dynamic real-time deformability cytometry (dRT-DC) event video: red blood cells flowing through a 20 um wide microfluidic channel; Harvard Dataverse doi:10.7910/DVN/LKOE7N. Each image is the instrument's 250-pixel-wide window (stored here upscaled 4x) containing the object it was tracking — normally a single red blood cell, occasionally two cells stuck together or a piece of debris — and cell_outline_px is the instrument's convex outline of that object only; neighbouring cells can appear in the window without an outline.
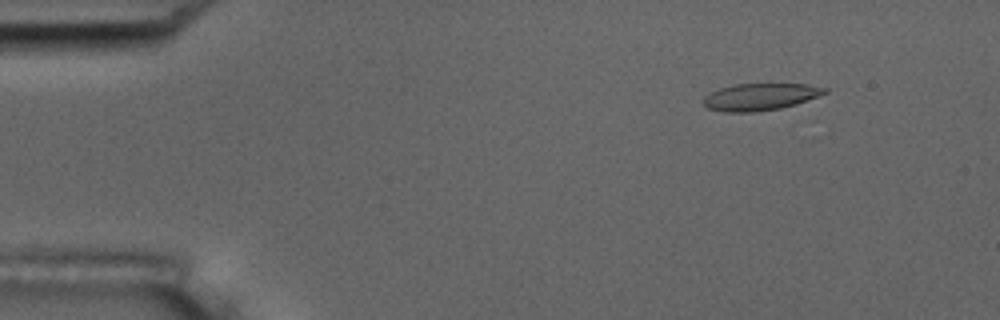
{"species": "common noctule bat (a hibernating species)", "species_latin": "Nyctalus noctula", "temperature_condition": "room temperature", "stored_images_in_passage": 50, "camera_frame_rate_fps": 3000, "um_per_image_px": 0.085, "animal": {"sex": "male", "body_mass_g": 17.5, "forearm_length_mm": 52.3}, "frame": {"image": 1, "passage_image": 1, "time_ms": 0.0, "image_size_px": [1000, 320], "cell_outline_px": [[828, 92], [796, 104], [780, 108], [752, 112], [724, 112], [708, 108], [704, 104], [704, 96], [720, 88], [736, 84], [808, 84], [828, 88]], "centroid_in_image_um": [64.63, 8.23], "position_along_channel_um": 20.4, "area_um2": 18.9}}
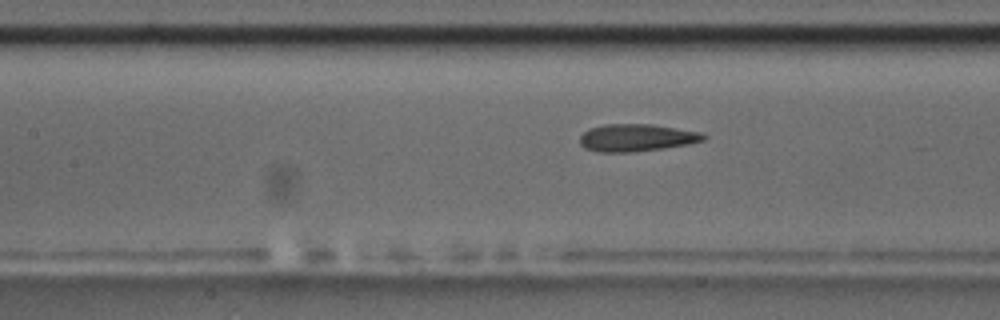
{"frame": {"image": 2, "passage_image": 19, "time_ms": 6.0, "image_size_px": [1000, 320], "cell_outline_px": [[708, 136], [704, 140], [688, 144], [664, 148], [632, 152], [600, 152], [584, 148], [580, 144], [580, 136], [588, 128], [604, 124], [652, 124], [700, 132]], "centroid_in_image_um": [54.09, 11.7], "position_along_channel_um": 153.3, "area_um2": 19.77}}
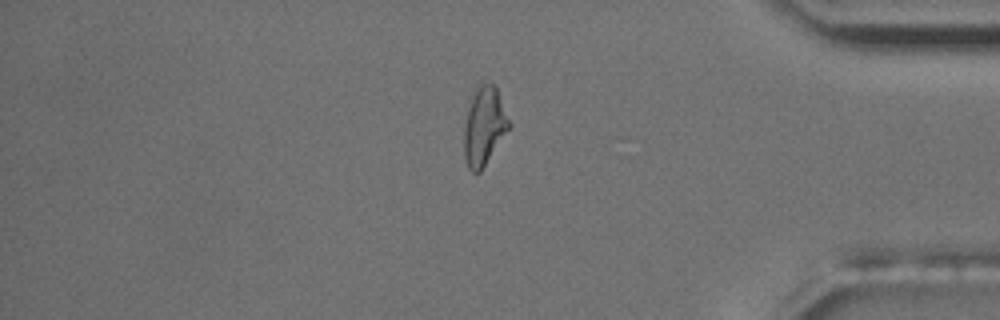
{"frame": {"image": 3, "passage_image": 41, "time_ms": 13.333, "image_size_px": [1000, 320], "cell_outline_px": [[512, 124], [480, 172], [472, 172], [468, 168], [464, 156], [464, 128], [472, 88], [476, 84], [492, 84], [496, 88]], "centroid_in_image_um": [41.14, 10.69], "position_along_channel_um": 394.1, "area_um2": 20.58}, "authors_computed_cell_mechanics": {"area_um2": 19.8832, "velocity_mm_per_s": 3.6504, "shape_relaxation_time_tau1_ms": null, "shape_relaxation_time_tau2_ms": 2.0185, "deformation_change_tau1": null, "deformation_change_tau2": 0.1025}}